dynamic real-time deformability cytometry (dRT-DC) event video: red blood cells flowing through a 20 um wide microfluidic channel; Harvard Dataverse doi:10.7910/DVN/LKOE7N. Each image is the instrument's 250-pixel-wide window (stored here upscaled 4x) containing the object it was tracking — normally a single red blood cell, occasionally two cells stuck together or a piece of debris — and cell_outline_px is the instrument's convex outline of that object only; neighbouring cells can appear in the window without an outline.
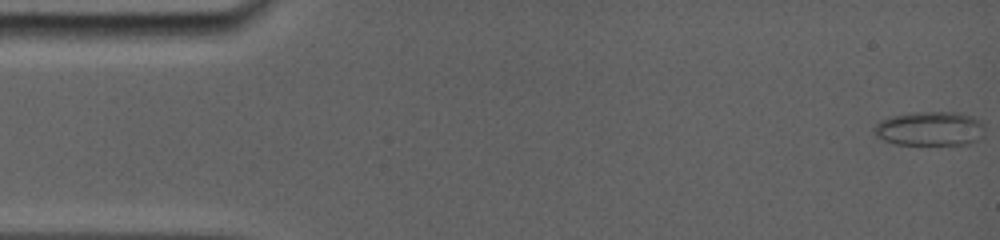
{"species": "common noctule bat (a hibernating species)", "species_latin": "Nyctalus noctula", "temperature_condition": "room temperature", "stored_images_in_passage": 40, "camera_frame_rate_fps": 5000, "um_per_image_px": 0.085, "animal": {"sex": "female", "body_mass_g": 19.0, "forearm_length_mm": 56.7}, "frame": {"image": 1, "passage_image": 1, "time_ms": 0.0, "image_size_px": [1000, 240], "cell_outline_px": [[976, 120], [952, 144], [904, 144], [888, 140], [880, 136], [876, 132], [876, 128], [880, 124], [888, 120], [900, 116], [932, 112], [944, 112], [964, 116]], "centroid_in_image_um": [78.63, 10.91], "position_along_channel_um": 6.4, "area_um2": 17.4}}
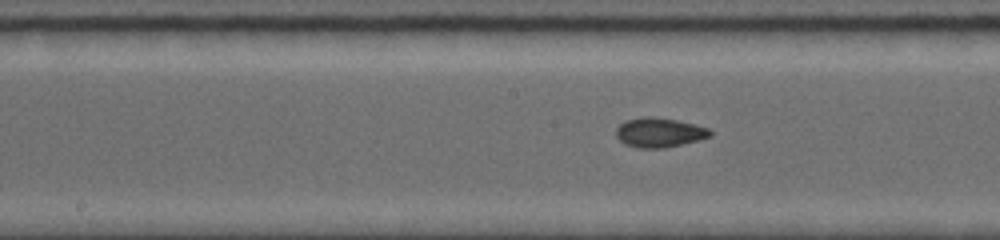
{"frame": {"image": 2, "passage_image": 24, "time_ms": 8.2, "image_size_px": [1000, 240], "cell_outline_px": [[712, 132], [708, 136], [696, 140], [664, 148], [640, 148], [628, 144], [620, 140], [616, 136], [616, 128], [620, 124], [628, 120], [676, 120], [708, 128]], "centroid_in_image_um": [56.04, 11.31], "position_along_channel_um": 192.2, "area_um2": 14.91}}
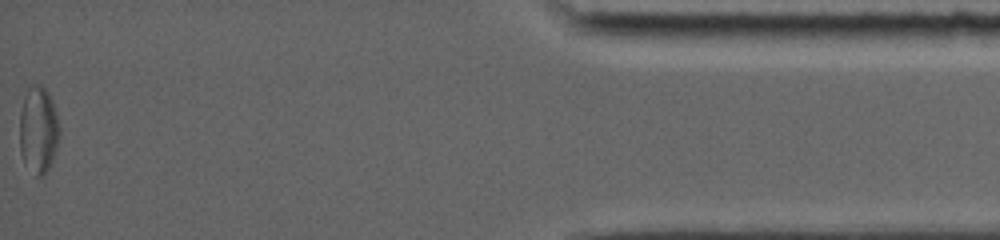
{"frame": {"image": 3, "passage_image": 40, "time_ms": 16.4, "image_size_px": [1000, 240], "cell_outline_px": [[60, 132], [56, 148], [52, 160], [44, 176], [36, 176], [24, 160], [20, 152], [20, 112], [24, 96], [28, 88], [36, 84], [40, 84], [48, 92], [52, 100], [56, 112], [60, 128]], "centroid_in_image_um": [3.27, 11.01], "position_along_channel_um": 431.9, "area_um2": 20.0}, "authors_computed_cell_mechanics": {"area_um2": 15.2592, "velocity_mm_per_s": 3.8163, "shape_relaxation_time_tau1_ms": null, "shape_relaxation_time_tau2_ms": 1.8992, "deformation_change_tau1": null, "deformation_change_tau2": 0.0585}}